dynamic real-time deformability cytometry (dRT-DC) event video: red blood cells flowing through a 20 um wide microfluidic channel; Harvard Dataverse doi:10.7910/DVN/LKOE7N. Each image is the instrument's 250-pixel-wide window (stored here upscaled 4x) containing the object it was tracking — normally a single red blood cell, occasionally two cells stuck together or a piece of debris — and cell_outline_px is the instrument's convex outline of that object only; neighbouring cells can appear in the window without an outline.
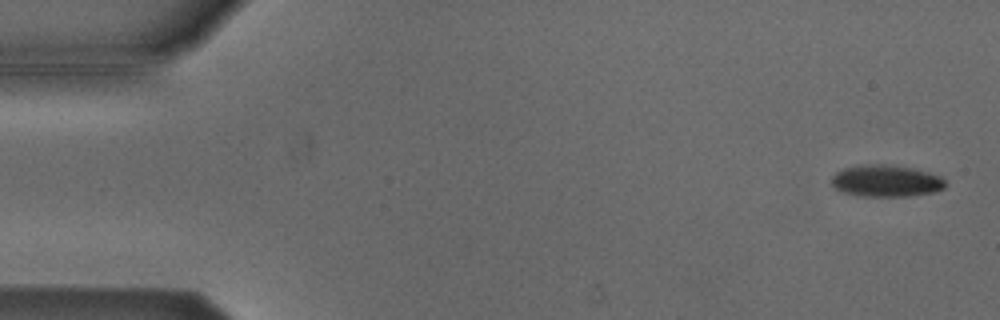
{"species": "Egyptian fruit bat (a non-hibernating species)", "species_latin": "Rousettus aegyptiacus", "temperature_condition": "cold", "stored_images_in_passage": 54, "camera_frame_rate_fps": 3000, "um_per_image_px": 0.085, "animal": {"sex": "male"}, "frame": {"image": 1, "passage_image": 2, "time_ms": 0.333, "image_size_px": [1000, 320], "cell_outline_px": [[944, 188], [932, 192], [908, 196], [860, 196], [844, 192], [836, 188], [832, 184], [832, 176], [836, 172], [844, 168], [860, 164], [892, 164], [912, 168], [928, 172], [940, 176], [944, 180]], "centroid_in_image_um": [75.29, 15.36], "position_along_channel_um": 9.7, "area_um2": 21.04}}
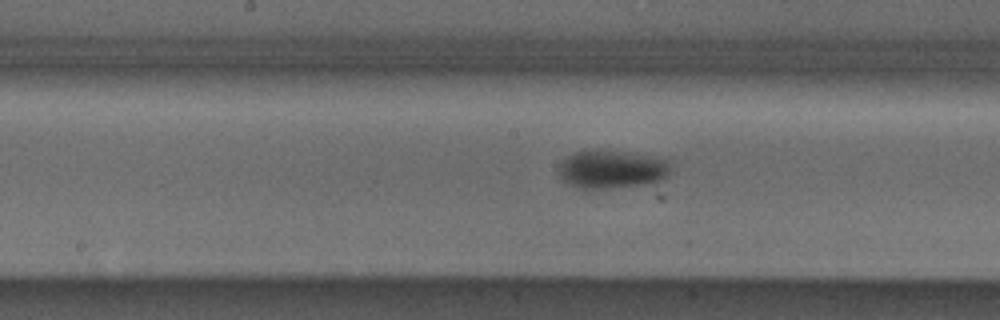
{"frame": {"image": 2, "passage_image": 27, "time_ms": 8.667, "image_size_px": [1000, 320], "cell_outline_px": [[668, 176], [660, 180], [640, 184], [608, 188], [576, 188], [560, 180], [556, 168], [568, 156], [576, 152], [628, 152], [668, 160]], "centroid_in_image_um": [51.92, 14.42], "position_along_channel_um": 196.3, "area_um2": 24.22}}
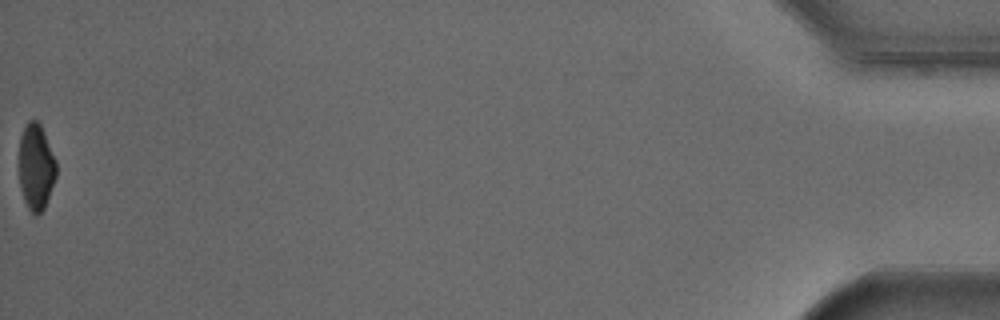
{"frame": {"image": 3, "passage_image": 54, "time_ms": 17.667, "image_size_px": [1000, 320], "cell_outline_px": [[56, 176], [44, 208], [36, 216], [28, 208], [24, 200], [20, 188], [20, 136], [28, 120], [36, 120], [40, 124], [44, 132], [56, 160]], "centroid_in_image_um": [3.07, 14.18], "position_along_channel_um": 432.1, "area_um2": 18.44}, "authors_computed_cell_mechanics": {"area_um2": 22.4842, "velocity_mm_per_s": 3.8042, "shape_relaxation_time_tau1_ms": 2.2536, "shape_relaxation_time_tau2_ms": null, "deformation_change_tau1": 0.0784, "deformation_change_tau2": null}}